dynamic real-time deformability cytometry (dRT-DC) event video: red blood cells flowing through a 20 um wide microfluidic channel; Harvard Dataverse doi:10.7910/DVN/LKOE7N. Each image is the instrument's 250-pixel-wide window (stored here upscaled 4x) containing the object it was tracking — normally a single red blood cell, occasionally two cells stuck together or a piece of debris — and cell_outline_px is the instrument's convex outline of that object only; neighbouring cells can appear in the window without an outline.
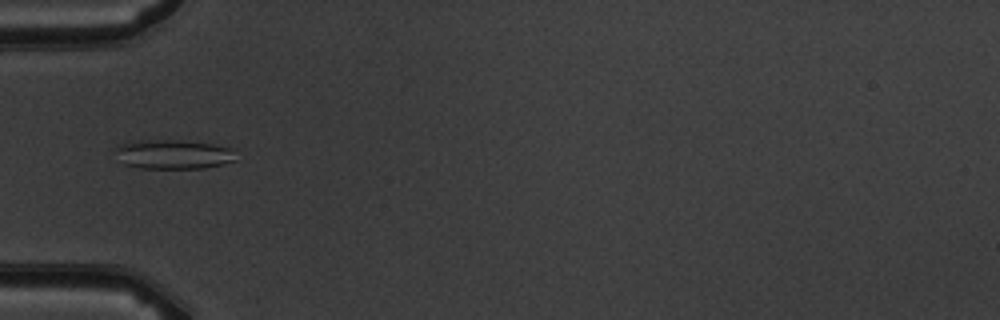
{"species": "common noctule bat (a hibernating species)", "species_latin": "Nyctalus noctula", "temperature_condition": "warm", "stored_images_in_passage": 3, "camera_frame_rate_fps": 3000, "um_per_image_px": 0.085, "animal": {"sex": "male", "body_mass_g": 19.5, "forearm_length_mm": 54.6}, "frame": {"image": 1, "passage_image": 2, "time_ms": 1.333, "image_size_px": [1000, 320], "cell_outline_px": [[236, 160], [204, 168], [140, 168], [124, 164], [112, 148], [116, 144], [140, 140], [180, 140], [212, 144], [236, 148]], "centroid_in_image_um": [14.73, 13.1], "position_along_channel_um": 70.3, "area_um2": 20.87}}
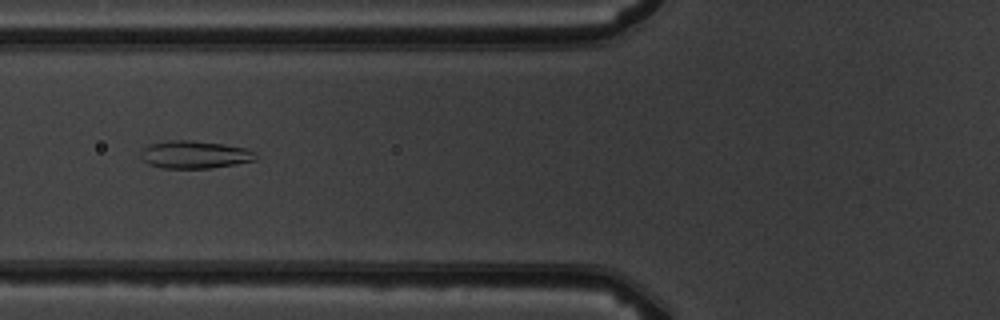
{"frame": {"image": 2, "passage_image": 3, "time_ms": 2.333, "image_size_px": [1000, 320], "cell_outline_px": [[256, 160], [236, 164], [212, 168], [160, 168], [148, 164], [140, 156], [140, 152], [148, 144], [172, 140], [192, 140], [224, 144], [244, 148], [256, 152]], "centroid_in_image_um": [16.54, 13.14], "position_along_channel_um": 109.3, "area_um2": 18.61}}